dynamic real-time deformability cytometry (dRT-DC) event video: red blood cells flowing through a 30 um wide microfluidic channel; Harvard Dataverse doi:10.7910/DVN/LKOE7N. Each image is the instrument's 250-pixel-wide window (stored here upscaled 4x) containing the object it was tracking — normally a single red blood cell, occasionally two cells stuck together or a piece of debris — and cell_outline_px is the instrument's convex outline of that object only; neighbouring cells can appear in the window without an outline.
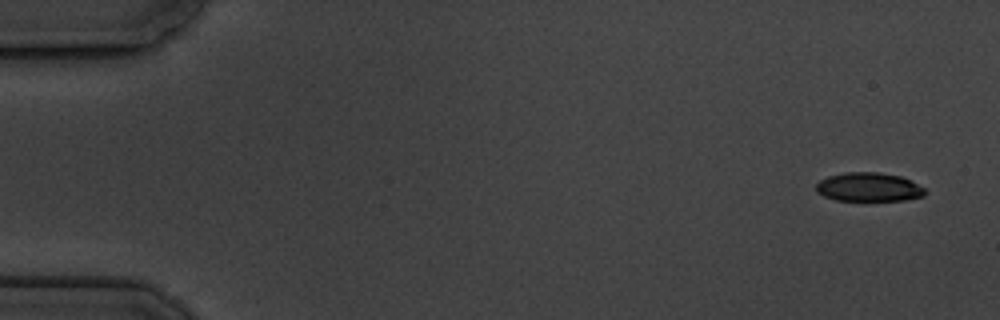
{"species": "common noctule bat (a hibernating species)", "species_latin": "Nyctalus noctula", "temperature_condition": "cold", "stored_images_in_passage": 15, "camera_frame_rate_fps": 3000, "um_per_image_px": 0.085, "animal": {"sex": "male", "body_mass_g": 19.5, "forearm_length_mm": 54.6}, "frame": {"image": 1, "passage_image": 1, "time_ms": 0.0, "image_size_px": [1000, 320], "cell_outline_px": [[924, 196], [904, 200], [836, 200], [824, 196], [816, 192], [816, 184], [820, 180], [828, 176], [848, 172], [876, 172], [900, 176], [924, 188]], "centroid_in_image_um": [73.8, 15.9], "position_along_channel_um": 11.2, "area_um2": 18.03}}
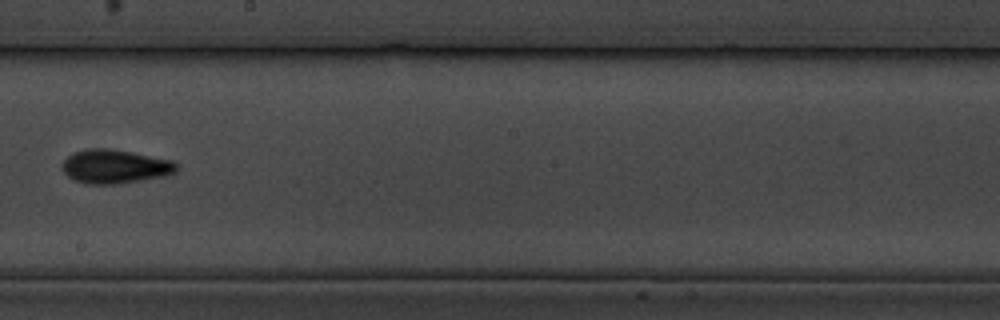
{"frame": {"image": 2, "passage_image": 9, "time_ms": 10.333, "image_size_px": [1000, 320], "cell_outline_px": [[180, 164], [176, 172], [168, 176], [116, 184], [84, 184], [68, 176], [60, 168], [64, 160], [72, 152], [88, 148], [104, 148], [132, 152], [172, 160]], "centroid_in_image_um": [9.79, 14.15], "position_along_channel_um": 238.4, "area_um2": 22.83}}
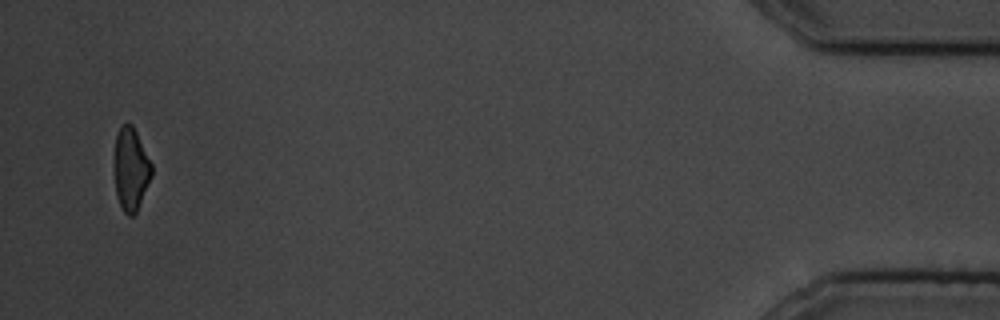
{"frame": {"image": 3, "passage_image": 15, "time_ms": 18.0, "image_size_px": [1000, 320], "cell_outline_px": [[152, 176], [136, 212], [132, 216], [128, 216], [124, 212], [116, 196], [116, 136], [120, 124], [128, 120], [132, 124], [152, 164]], "centroid_in_image_um": [11.14, 14.35], "position_along_channel_um": 424.1, "area_um2": 17.69}, "authors_computed_cell_mechanics": {"area_um2": 20.6924, "velocity_mm_per_s": 3.4617, "shape_relaxation_time_tau1_ms": 4.4501, "shape_relaxation_time_tau2_ms": 2.3264, "deformation_change_tau1": 0.1254, "deformation_change_tau2": 0.0812}}